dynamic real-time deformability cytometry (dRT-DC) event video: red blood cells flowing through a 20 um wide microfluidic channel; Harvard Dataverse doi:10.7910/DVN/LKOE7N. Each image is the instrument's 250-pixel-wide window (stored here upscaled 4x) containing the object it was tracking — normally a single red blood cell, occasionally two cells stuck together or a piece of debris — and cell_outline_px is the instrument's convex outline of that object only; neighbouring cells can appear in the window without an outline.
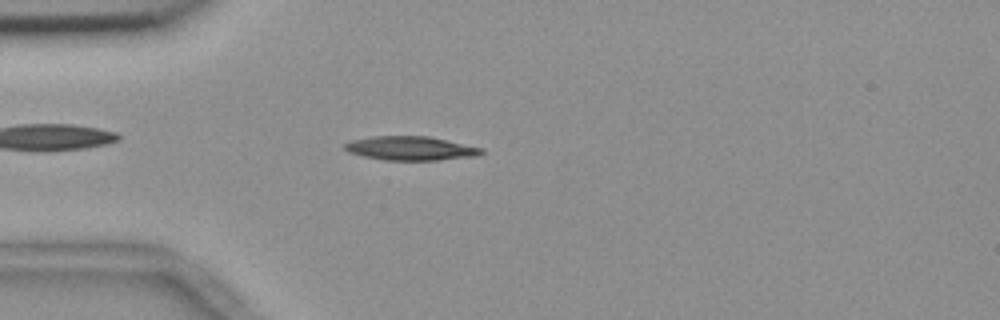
{"species": "common noctule bat (a hibernating species)", "species_latin": "Nyctalus noctula", "temperature_condition": "room temperature", "stored_images_in_passage": 55, "camera_frame_rate_fps": 3000, "um_per_image_px": 0.085, "animal": {"sex": "female", "body_mass_g": 18.4}, "frame": {"image": 1, "passage_image": 15, "time_ms": 4.667, "image_size_px": [1000, 320], "cell_outline_px": [[484, 152], [476, 156], [440, 160], [384, 160], [364, 156], [348, 152], [344, 148], [344, 144], [352, 140], [372, 136], [428, 136], [484, 148]], "centroid_in_image_um": [34.92, 12.61], "position_along_channel_um": 50.1, "area_um2": 19.07}}
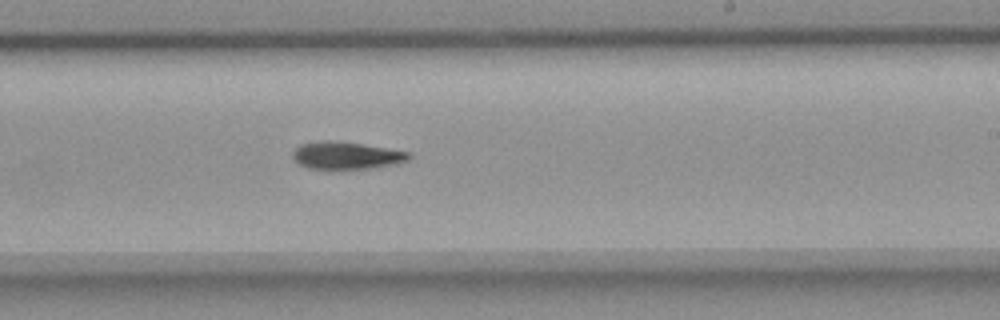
{"frame": {"image": 2, "passage_image": 33, "time_ms": 10.667, "image_size_px": [1000, 320], "cell_outline_px": [[412, 156], [408, 160], [396, 164], [372, 168], [308, 168], [300, 164], [292, 156], [292, 152], [300, 144], [324, 140], [328, 140], [360, 144], [408, 152]], "centroid_in_image_um": [29.43, 13.21], "position_along_channel_um": 259.6, "area_um2": 18.09}}
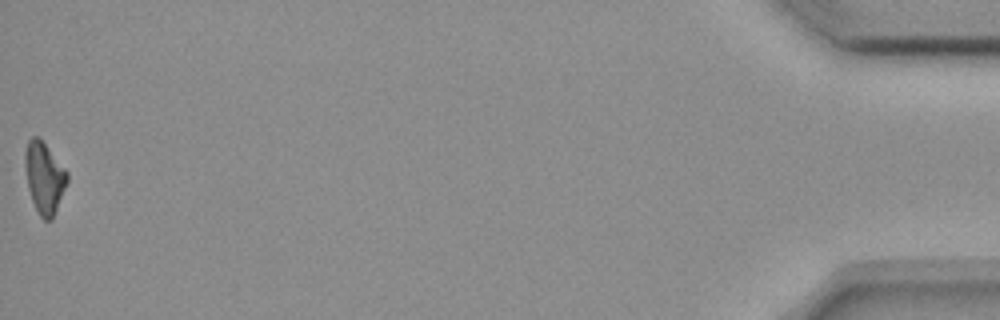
{"frame": {"image": 3, "passage_image": 55, "time_ms": 18.0, "image_size_px": [1000, 320], "cell_outline_px": [[68, 180], [52, 220], [44, 220], [40, 216], [32, 200], [28, 188], [24, 164], [24, 152], [28, 140], [32, 136], [40, 136], [68, 172]], "centroid_in_image_um": [3.75, 15.05], "position_along_channel_um": 431.4, "area_um2": 17.63}, "authors_computed_cell_mechanics": {"area_um2": 18.207, "velocity_mm_per_s": 3.6913, "shape_relaxation_time_tau1_ms": 7.3731, "shape_relaxation_time_tau2_ms": null, "deformation_change_tau1": 0.1736, "deformation_change_tau2": null}}